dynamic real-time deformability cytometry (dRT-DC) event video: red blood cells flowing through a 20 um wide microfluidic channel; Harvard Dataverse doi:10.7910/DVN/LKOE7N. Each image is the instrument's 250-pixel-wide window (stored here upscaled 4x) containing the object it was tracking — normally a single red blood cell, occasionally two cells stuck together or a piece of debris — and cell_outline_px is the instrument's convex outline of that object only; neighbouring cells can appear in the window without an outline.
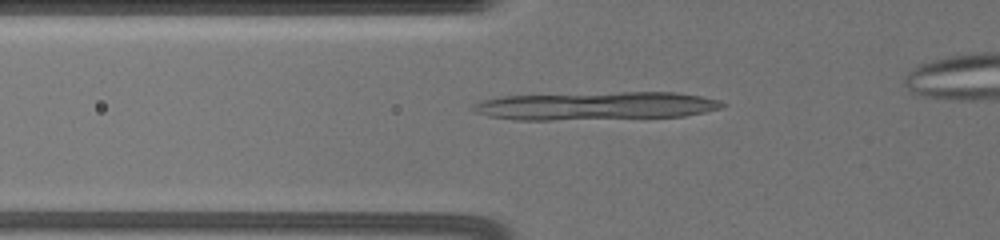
{"species": "common noctule bat (a hibernating species)", "species_latin": "Nyctalus noctula", "temperature_condition": "warm", "stored_images_in_passage": 3, "camera_frame_rate_fps": 3000, "um_per_image_px": 0.085, "animal": {"sex": "female", "body_mass_g": 19.5, "forearm_length_mm": 54.1}, "frame": {"image": 1, "passage_image": 2, "time_ms": 0.333, "image_size_px": [1000, 240], "cell_outline_px": [[724, 104], [720, 108], [704, 112], [684, 116], [548, 120], [516, 120], [488, 116], [476, 112], [472, 108], [472, 104], [484, 100], [504, 96], [624, 92], [676, 92], [700, 96], [716, 100]], "centroid_in_image_um": [50.62, 9.0], "position_along_channel_um": 75.2, "area_um2": 40.29}}